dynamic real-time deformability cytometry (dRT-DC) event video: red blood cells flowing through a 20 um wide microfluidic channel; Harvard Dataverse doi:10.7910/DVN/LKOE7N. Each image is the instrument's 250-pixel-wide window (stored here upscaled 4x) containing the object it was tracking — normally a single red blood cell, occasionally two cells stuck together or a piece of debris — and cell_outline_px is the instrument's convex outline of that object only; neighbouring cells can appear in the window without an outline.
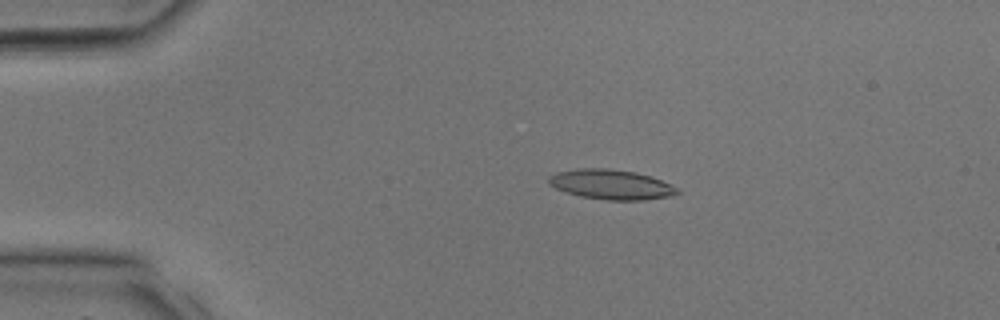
{"species": "common noctule bat (a hibernating species)", "species_latin": "Nyctalus noctula", "temperature_condition": "room temperature", "stored_images_in_passage": 33, "camera_frame_rate_fps": 3000, "um_per_image_px": 0.085, "animal": {"sex": "male", "body_mass_g": 17.9, "forearm_length_mm": 54.2}, "frame": {"image": 1, "passage_image": 7, "time_ms": 2.0, "image_size_px": [1000, 320], "cell_outline_px": [[680, 192], [672, 196], [644, 200], [604, 200], [580, 196], [556, 188], [548, 184], [548, 176], [556, 172], [580, 168], [604, 168], [636, 172], [652, 176], [676, 188]], "centroid_in_image_um": [51.93, 15.68], "position_along_channel_um": 33.1, "area_um2": 22.31}}
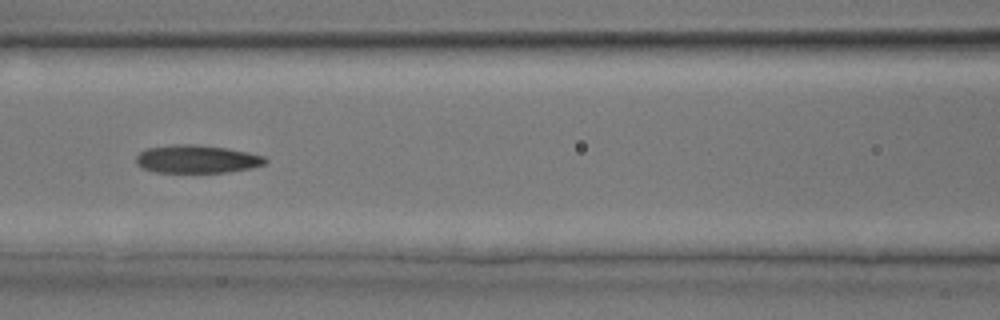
{"frame": {"image": 2, "passage_image": 15, "time_ms": 4.667, "image_size_px": [1000, 320], "cell_outline_px": [[268, 160], [264, 164], [248, 168], [224, 172], [156, 172], [140, 168], [136, 164], [136, 156], [140, 152], [148, 148], [172, 144], [200, 144], [228, 148], [248, 152], [264, 156]], "centroid_in_image_um": [16.69, 13.51], "position_along_channel_um": 149.9, "area_um2": 21.15}}
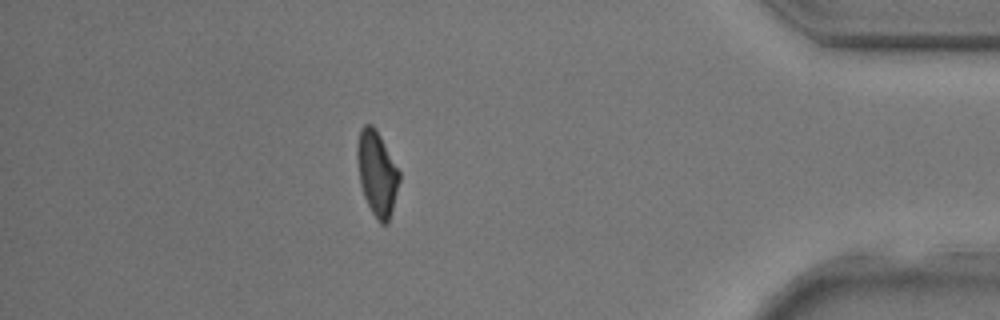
{"frame": {"image": 3, "passage_image": 29, "time_ms": 9.333, "image_size_px": [1000, 320], "cell_outline_px": [[400, 180], [388, 224], [380, 224], [376, 220], [364, 196], [360, 184], [356, 156], [356, 144], [360, 128], [364, 124], [372, 124], [380, 136], [400, 172]], "centroid_in_image_um": [32.02, 14.72], "position_along_channel_um": 403.2, "area_um2": 20.81}}